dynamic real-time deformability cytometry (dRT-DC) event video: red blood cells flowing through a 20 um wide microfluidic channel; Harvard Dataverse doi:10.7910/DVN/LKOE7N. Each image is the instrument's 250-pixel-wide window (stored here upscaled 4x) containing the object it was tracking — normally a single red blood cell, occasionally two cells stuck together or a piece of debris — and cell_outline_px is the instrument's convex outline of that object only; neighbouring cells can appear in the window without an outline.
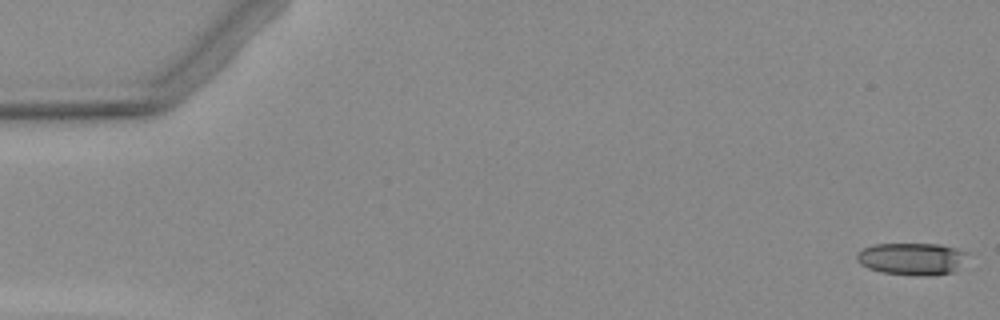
{"species": "Egyptian fruit bat (a non-hibernating species)", "species_latin": "Rousettus aegyptiacus", "temperature_condition": "warm", "stored_images_in_passage": 4, "camera_frame_rate_fps": 3000, "um_per_image_px": 0.085, "animal": {"sex": "female"}, "frame": {"image": 1, "passage_image": 1, "time_ms": 0.0, "image_size_px": [1000, 320], "cell_outline_px": [[972, 252], [952, 272], [924, 276], [916, 276], [880, 272], [868, 268], [860, 264], [856, 260], [856, 252], [864, 248], [876, 244], [940, 244]], "centroid_in_image_um": [77.5, 21.99], "position_along_channel_um": 7.5, "area_um2": 20.92}}